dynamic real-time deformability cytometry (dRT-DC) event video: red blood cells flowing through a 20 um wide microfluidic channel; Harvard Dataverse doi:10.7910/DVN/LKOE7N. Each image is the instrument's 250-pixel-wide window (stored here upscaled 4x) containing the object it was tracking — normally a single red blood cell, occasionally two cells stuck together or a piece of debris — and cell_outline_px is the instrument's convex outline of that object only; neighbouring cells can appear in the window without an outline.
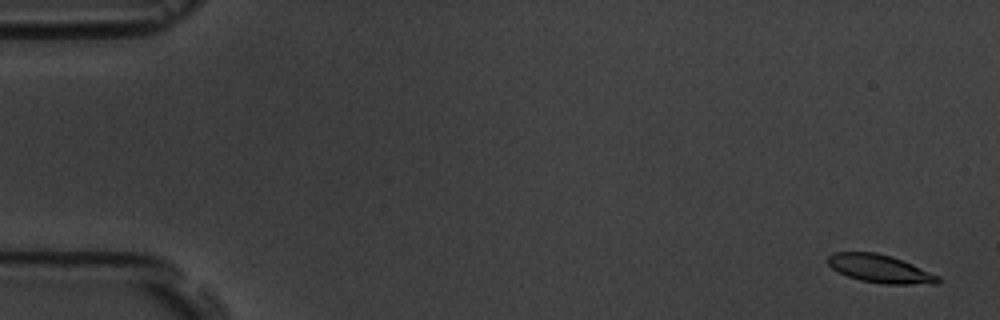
{"species": "common noctule bat (a hibernating species)", "species_latin": "Nyctalus noctula", "temperature_condition": "room temperature", "stored_images_in_passage": 6, "camera_frame_rate_fps": 3000, "um_per_image_px": 0.085, "animal": {"sex": "male", "body_mass_g": 19.5, "forearm_length_mm": 54.6}, "frame": {"image": 1, "passage_image": 1, "time_ms": 0.0, "image_size_px": [1000, 320], "cell_outline_px": [[940, 284], [884, 284], [860, 280], [848, 276], [832, 268], [828, 264], [828, 256], [832, 252], [876, 252], [892, 256], [912, 264], [940, 276]], "centroid_in_image_um": [74.82, 22.84], "position_along_channel_um": 10.2, "area_um2": 18.03}}